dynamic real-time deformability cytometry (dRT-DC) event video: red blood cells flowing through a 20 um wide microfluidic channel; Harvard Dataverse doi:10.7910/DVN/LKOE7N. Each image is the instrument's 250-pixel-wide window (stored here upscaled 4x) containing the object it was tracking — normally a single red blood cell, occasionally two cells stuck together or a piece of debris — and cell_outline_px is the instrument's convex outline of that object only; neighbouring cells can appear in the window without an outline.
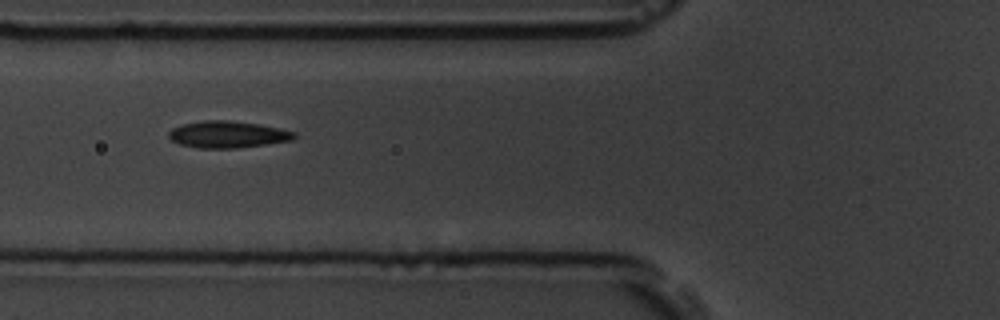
{"species": "common noctule bat (a hibernating species)", "species_latin": "Nyctalus noctula", "temperature_condition": "room temperature", "stored_images_in_passage": 7, "camera_frame_rate_fps": 3000, "um_per_image_px": 0.085, "animal": {"sex": "male", "body_mass_g": 19.5, "forearm_length_mm": 54.6}, "frame": {"image": 1, "passage_image": 7, "time_ms": 7.0, "image_size_px": [1000, 320], "cell_outline_px": [[296, 136], [292, 140], [236, 148], [200, 148], [180, 144], [172, 140], [168, 136], [168, 132], [172, 128], [180, 124], [204, 120], [228, 120], [260, 124], [296, 132]], "centroid_in_image_um": [19.32, 11.42], "position_along_channel_um": 106.5, "area_um2": 19.54}}